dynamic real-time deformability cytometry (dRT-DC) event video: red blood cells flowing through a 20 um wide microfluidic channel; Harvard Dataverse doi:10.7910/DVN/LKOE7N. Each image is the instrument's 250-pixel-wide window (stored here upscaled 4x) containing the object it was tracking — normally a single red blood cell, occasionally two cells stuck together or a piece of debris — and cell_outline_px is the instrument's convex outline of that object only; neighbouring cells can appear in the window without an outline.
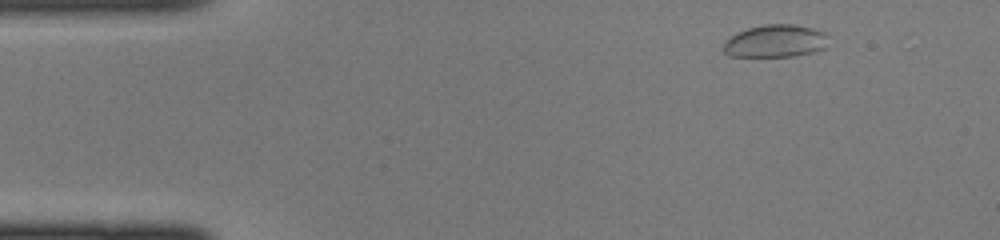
{"species": "common noctule bat (a hibernating species)", "species_latin": "Nyctalus noctula", "temperature_condition": "cold", "stored_images_in_passage": 7, "camera_frame_rate_fps": 3000, "um_per_image_px": 0.085, "animal": {"sex": "female", "body_mass_g": 22.0, "forearm_length_mm": 56.7}, "frame": {"image": 1, "passage_image": 1, "time_ms": 0.0, "image_size_px": [1000, 240], "cell_outline_px": [[828, 36], [824, 48], [812, 52], [792, 56], [728, 56], [724, 52], [724, 44], [736, 32], [748, 28], [764, 24], [796, 24], [812, 28], [824, 32]], "centroid_in_image_um": [65.91, 3.48], "position_along_channel_um": 19.1, "area_um2": 19.77}}